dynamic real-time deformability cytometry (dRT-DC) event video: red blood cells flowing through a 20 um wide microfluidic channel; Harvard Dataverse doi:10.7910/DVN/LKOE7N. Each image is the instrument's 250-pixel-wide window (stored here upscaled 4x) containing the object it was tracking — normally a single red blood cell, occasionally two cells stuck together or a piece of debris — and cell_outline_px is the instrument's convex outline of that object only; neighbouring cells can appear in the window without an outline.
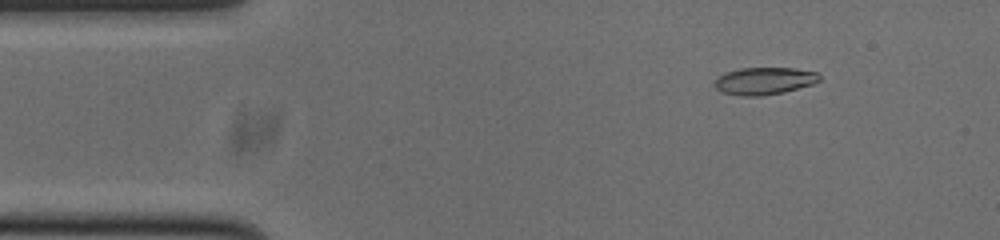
{"species": "common noctule bat (a hibernating species)", "species_latin": "Nyctalus noctula", "temperature_condition": "cold", "stored_images_in_passage": 53, "camera_frame_rate_fps": 3000, "um_per_image_px": 0.085, "animal": {"sex": "male", "body_mass_g": 20.0, "forearm_length_mm": 53.3}, "frame": {"image": 1, "passage_image": 6, "time_ms": 1.667, "image_size_px": [1000, 240], "cell_outline_px": [[820, 80], [812, 84], [784, 92], [760, 96], [740, 96], [724, 92], [716, 88], [712, 84], [724, 72], [740, 68], [796, 68], [816, 72], [820, 76]], "centroid_in_image_um": [64.95, 6.87], "position_along_channel_um": 20.0, "area_um2": 16.65}}
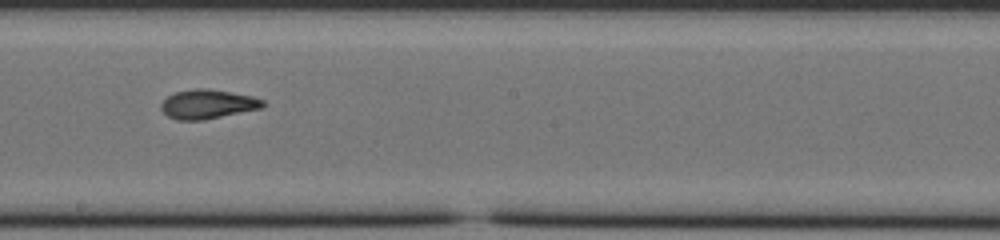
{"frame": {"image": 2, "passage_image": 28, "time_ms": 9.0, "image_size_px": [1000, 240], "cell_outline_px": [[264, 108], [204, 120], [176, 120], [168, 116], [160, 108], [160, 104], [168, 96], [176, 92], [196, 88], [208, 88], [252, 96], [264, 100]], "centroid_in_image_um": [17.67, 8.86], "position_along_channel_um": 230.5, "area_um2": 17.4}}
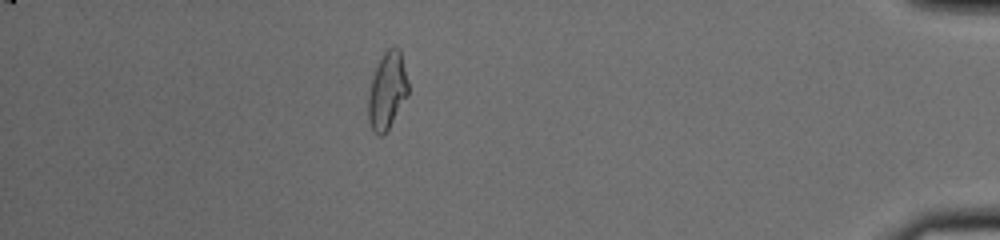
{"frame": {"image": 3, "passage_image": 46, "time_ms": 15.0, "image_size_px": [1000, 240], "cell_outline_px": [[408, 96], [388, 128], [380, 136], [372, 128], [368, 120], [368, 96], [372, 76], [384, 52], [388, 48], [400, 48], [408, 80]], "centroid_in_image_um": [32.92, 7.68], "position_along_channel_um": 402.3, "area_um2": 17.69}, "authors_computed_cell_mechanics": {"area_um2": 17.3978, "velocity_mm_per_s": 3.778, "shape_relaxation_time_tau1_ms": 5.6656, "shape_relaxation_time_tau2_ms": 2.6174, "deformation_change_tau1": 0.1891, "deformation_change_tau2": 0.0696}}